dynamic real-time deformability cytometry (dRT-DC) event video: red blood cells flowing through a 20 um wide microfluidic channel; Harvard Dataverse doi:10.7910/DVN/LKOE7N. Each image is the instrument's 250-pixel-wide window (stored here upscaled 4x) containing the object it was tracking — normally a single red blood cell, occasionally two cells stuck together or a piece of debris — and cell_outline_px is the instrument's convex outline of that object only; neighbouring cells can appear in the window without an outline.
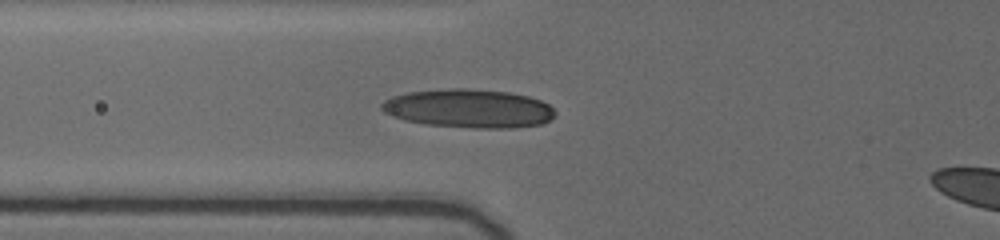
{"species": "human", "species_latin": "Homo sapiens", "temperature_condition": "cold", "stored_images_in_passage": 18, "camera_frame_rate_fps": 3000, "um_per_image_px": 0.085, "donor": {"sex": "female"}, "frame": {"image": 1, "passage_image": 2, "time_ms": 1.0, "image_size_px": [1000, 240], "cell_outline_px": [[556, 116], [552, 120], [540, 124], [516, 128], [472, 128], [424, 124], [404, 120], [392, 116], [384, 112], [380, 108], [380, 104], [384, 100], [392, 96], [408, 92], [448, 88], [468, 88], [508, 92], [528, 96], [540, 100], [548, 104], [556, 112]], "centroid_in_image_um": [39.84, 9.22], "position_along_channel_um": 86.0, "area_um2": 39.42}}
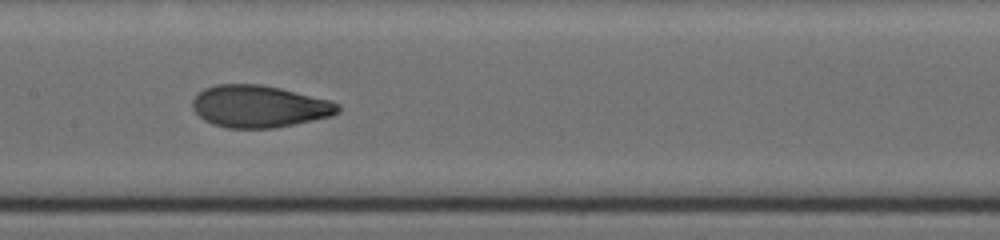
{"frame": {"image": 2, "passage_image": 9, "time_ms": 3.667, "image_size_px": [1000, 240], "cell_outline_px": [[340, 112], [332, 116], [276, 128], [228, 128], [212, 124], [204, 120], [192, 108], [192, 100], [204, 88], [216, 84], [260, 84], [280, 88], [328, 100], [340, 104]], "centroid_in_image_um": [22.03, 9.05], "position_along_channel_um": 185.4, "area_um2": 35.66}}
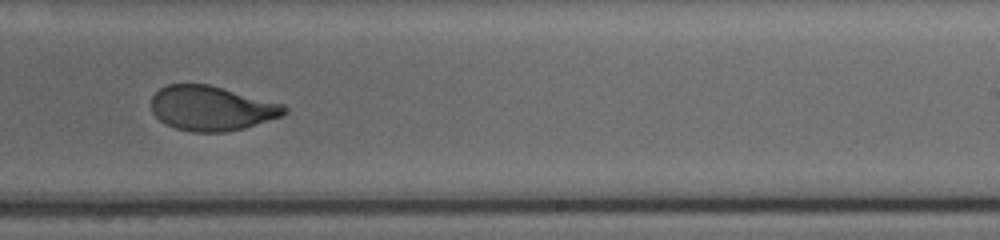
{"frame": {"image": 3, "passage_image": 15, "time_ms": 6.0, "image_size_px": [1000, 240], "cell_outline_px": [[288, 112], [280, 116], [244, 128], [224, 132], [192, 132], [176, 128], [160, 120], [152, 112], [152, 96], [160, 88], [168, 84], [208, 84], [284, 104], [288, 108]], "centroid_in_image_um": [17.98, 9.2], "position_along_channel_um": 271.0, "area_um2": 34.45}}